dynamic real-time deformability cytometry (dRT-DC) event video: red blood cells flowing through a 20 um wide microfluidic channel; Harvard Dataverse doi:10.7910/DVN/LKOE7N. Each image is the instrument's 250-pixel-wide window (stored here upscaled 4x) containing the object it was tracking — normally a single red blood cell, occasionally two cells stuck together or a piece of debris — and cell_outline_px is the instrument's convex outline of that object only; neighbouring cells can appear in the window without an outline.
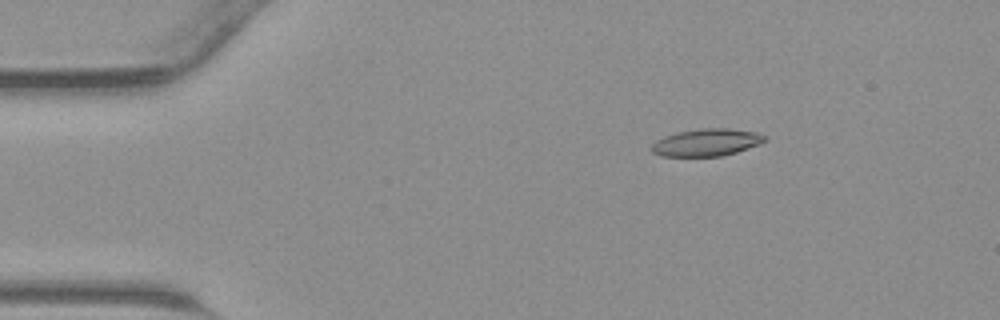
{"species": "common noctule bat (a hibernating species)", "species_latin": "Nyctalus noctula", "temperature_condition": "warm", "stored_images_in_passage": 38, "camera_frame_rate_fps": 3000, "um_per_image_px": 0.085, "animal": {"sex": "male", "body_mass_g": 23.1, "forearm_length_mm": 52.7}, "frame": {"image": 1, "passage_image": 1, "time_ms": 0.0, "image_size_px": [1000, 320], "cell_outline_px": [[768, 140], [760, 144], [736, 152], [720, 156], [660, 156], [652, 152], [652, 144], [656, 140], [664, 136], [680, 132], [700, 128], [728, 128], [756, 132], [768, 136]], "centroid_in_image_um": [60.09, 12.1], "position_along_channel_um": 24.9, "area_um2": 18.03}}
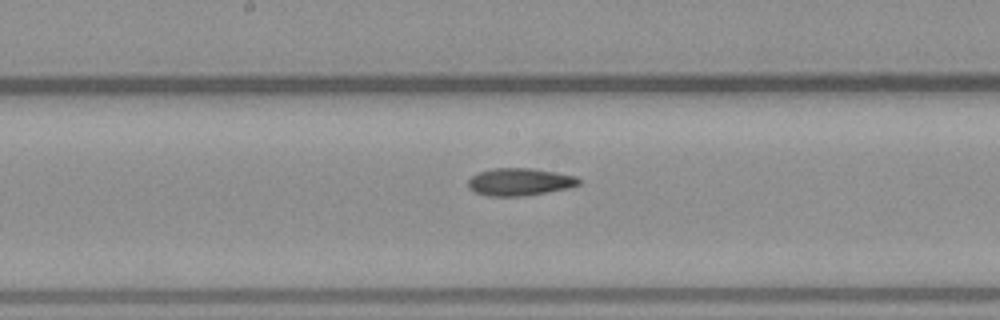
{"frame": {"image": 2, "passage_image": 17, "time_ms": 5.333, "image_size_px": [1000, 320], "cell_outline_px": [[584, 180], [580, 184], [568, 188], [548, 192], [524, 196], [488, 196], [476, 192], [468, 188], [468, 180], [472, 176], [480, 172], [492, 168], [532, 168], [576, 176]], "centroid_in_image_um": [44.2, 15.46], "position_along_channel_um": 204.0, "area_um2": 17.8}}
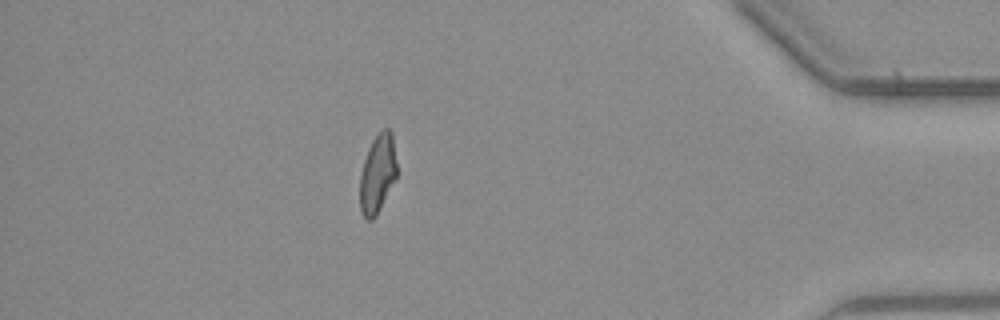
{"frame": {"image": 3, "passage_image": 33, "time_ms": 10.667, "image_size_px": [1000, 320], "cell_outline_px": [[396, 176], [376, 216], [372, 220], [368, 220], [360, 212], [360, 172], [368, 148], [372, 140], [384, 128], [388, 128], [392, 132], [396, 160]], "centroid_in_image_um": [32.07, 14.76], "position_along_channel_um": 403.1, "area_um2": 16.76}}